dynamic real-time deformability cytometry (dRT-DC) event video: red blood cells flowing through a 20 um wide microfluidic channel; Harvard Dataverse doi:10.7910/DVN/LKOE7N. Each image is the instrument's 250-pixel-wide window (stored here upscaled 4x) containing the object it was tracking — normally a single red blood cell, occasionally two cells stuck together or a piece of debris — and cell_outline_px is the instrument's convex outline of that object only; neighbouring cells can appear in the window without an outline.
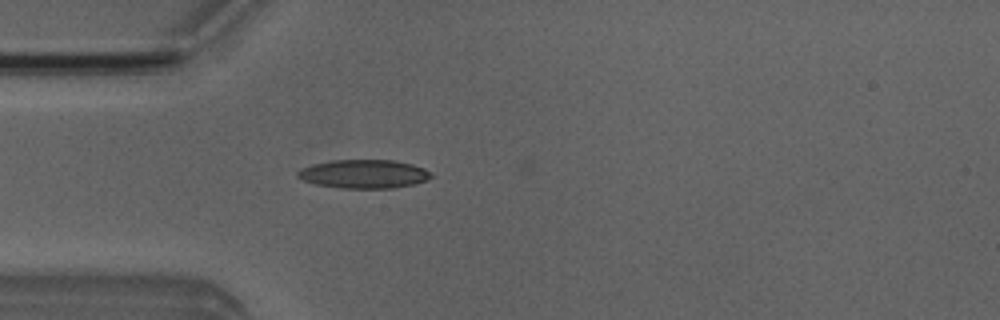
{"species": "Egyptian fruit bat (a non-hibernating species)", "species_latin": "Rousettus aegyptiacus", "temperature_condition": "room temperature", "stored_images_in_passage": 3, "camera_frame_rate_fps": 3000, "um_per_image_px": 0.085, "animal": {"sex": "male"}, "frame": {"image": 1, "passage_image": 3, "time_ms": 2.333, "image_size_px": [1000, 320], "cell_outline_px": [[432, 176], [428, 180], [416, 184], [392, 188], [340, 188], [316, 184], [304, 180], [296, 176], [296, 172], [300, 168], [312, 164], [332, 160], [396, 160], [412, 164], [424, 168], [432, 172]], "centroid_in_image_um": [30.95, 14.78], "position_along_channel_um": 54.1, "area_um2": 22.48}}